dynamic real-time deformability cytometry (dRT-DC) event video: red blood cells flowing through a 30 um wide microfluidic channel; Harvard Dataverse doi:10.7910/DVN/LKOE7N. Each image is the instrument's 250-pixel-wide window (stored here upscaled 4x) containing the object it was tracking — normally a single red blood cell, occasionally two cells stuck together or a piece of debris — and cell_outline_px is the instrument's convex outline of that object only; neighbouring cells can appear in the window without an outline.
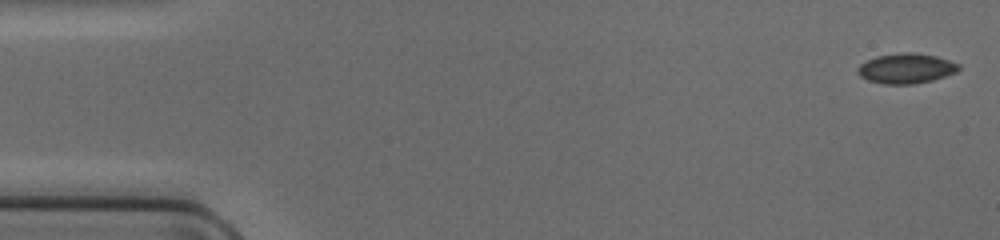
{"species": "common noctule bat (a hibernating species)", "species_latin": "Nyctalus noctula", "temperature_condition": "cold", "stored_images_in_passage": 48, "camera_frame_rate_fps": 3000, "um_per_image_px": 0.085, "animal": {"sex": "female", "body_mass_g": 17.0, "forearm_length_mm": 48.0}, "frame": {"image": 1, "passage_image": 1, "time_ms": 0.0, "image_size_px": [1000, 240], "cell_outline_px": [[960, 68], [956, 72], [932, 80], [912, 84], [884, 84], [868, 80], [860, 76], [856, 72], [856, 68], [860, 64], [876, 56], [900, 52], [912, 52], [936, 56], [960, 64]], "centroid_in_image_um": [77.0, 5.81], "position_along_channel_um": 8.0, "area_um2": 17.69}}
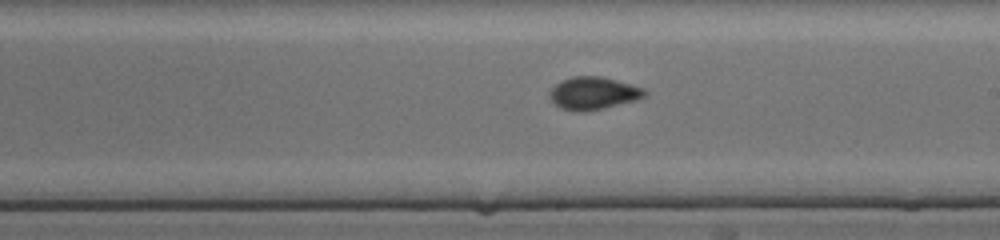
{"frame": {"image": 2, "passage_image": 27, "time_ms": 8.667, "image_size_px": [1000, 240], "cell_outline_px": [[648, 96], [636, 100], [600, 108], [580, 112], [576, 112], [560, 108], [548, 96], [548, 92], [556, 84], [572, 76], [600, 76], [616, 80], [644, 88], [648, 92]], "centroid_in_image_um": [50.44, 7.92], "position_along_channel_um": 238.6, "area_um2": 17.92}}
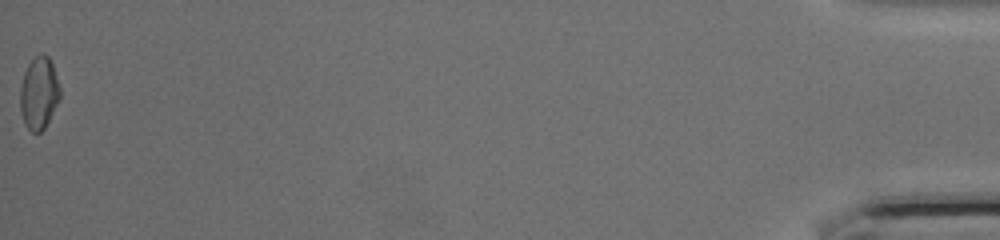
{"frame": {"image": 3, "passage_image": 48, "time_ms": 15.667, "image_size_px": [1000, 240], "cell_outline_px": [[60, 100], [44, 128], [40, 132], [32, 132], [24, 124], [20, 108], [20, 88], [24, 72], [28, 64], [40, 52], [48, 56], [52, 64], [60, 88]], "centroid_in_image_um": [3.31, 7.91], "position_along_channel_um": 431.9, "area_um2": 16.76}}